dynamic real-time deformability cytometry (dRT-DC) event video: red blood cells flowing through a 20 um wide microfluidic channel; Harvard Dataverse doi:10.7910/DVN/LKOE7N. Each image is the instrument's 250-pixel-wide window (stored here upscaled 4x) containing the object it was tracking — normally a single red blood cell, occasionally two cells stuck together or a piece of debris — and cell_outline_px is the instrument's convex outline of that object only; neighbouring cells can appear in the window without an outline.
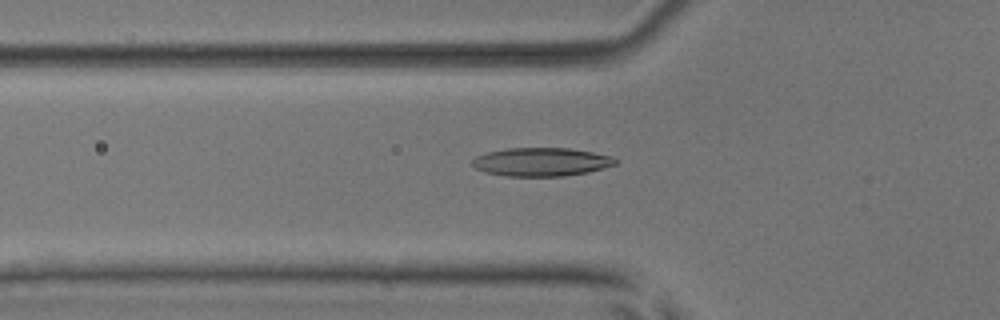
{"species": "common noctule bat (a hibernating species)", "species_latin": "Nyctalus noctula", "temperature_condition": "room temperature", "stored_images_in_passage": 37, "camera_frame_rate_fps": 3000, "um_per_image_px": 0.085, "animal": {"sex": "male", "body_mass_g": 17.9, "forearm_length_mm": 54.2}, "frame": {"image": 1, "passage_image": 3, "time_ms": 0.667, "image_size_px": [1000, 320], "cell_outline_px": [[616, 164], [588, 172], [564, 176], [508, 176], [484, 172], [476, 168], [472, 164], [472, 160], [476, 156], [488, 152], [508, 148], [568, 148], [592, 152], [612, 156], [616, 160]], "centroid_in_image_um": [46.0, 13.76], "position_along_channel_um": 79.8, "area_um2": 23.58}}
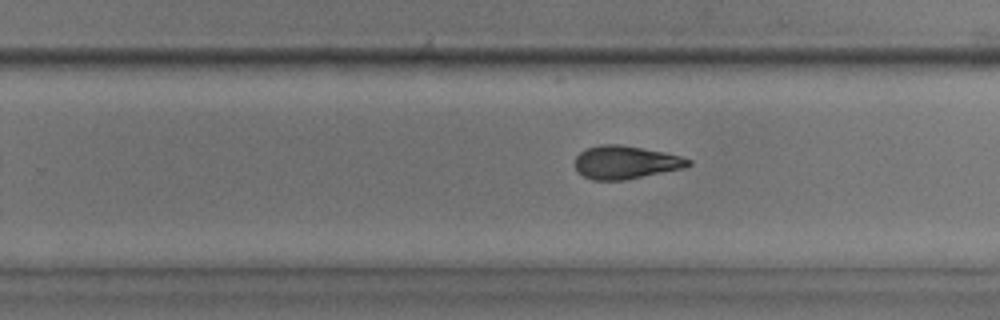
{"frame": {"image": 2, "passage_image": 18, "time_ms": 5.667, "image_size_px": [1000, 320], "cell_outline_px": [[692, 164], [684, 168], [624, 180], [592, 180], [584, 176], [576, 168], [576, 156], [584, 148], [600, 144], [620, 144], [664, 152], [680, 156], [692, 160]], "centroid_in_image_um": [53.18, 13.79], "position_along_channel_um": 276.6, "area_um2": 21.85}}
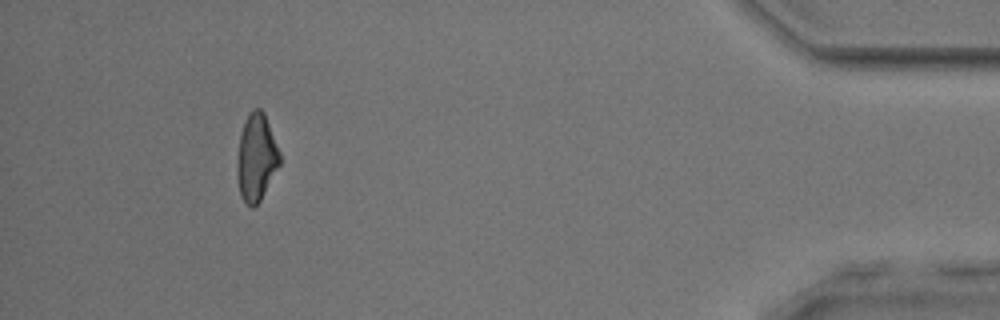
{"frame": {"image": 3, "passage_image": 33, "time_ms": 10.667, "image_size_px": [1000, 320], "cell_outline_px": [[280, 164], [260, 200], [252, 208], [240, 196], [236, 176], [236, 164], [240, 136], [248, 112], [252, 108], [260, 108], [264, 112], [280, 152]], "centroid_in_image_um": [21.77, 13.37], "position_along_channel_um": 413.4, "area_um2": 21.62}, "authors_computed_cell_mechanics": {"area_um2": 22.0796, "velocity_mm_per_s": 3.9351, "shape_relaxation_time_tau1_ms": 6.6587, "shape_relaxation_time_tau2_ms": 3.2605, "deformation_change_tau1": 0.1902, "deformation_change_tau2": 0.1165}}